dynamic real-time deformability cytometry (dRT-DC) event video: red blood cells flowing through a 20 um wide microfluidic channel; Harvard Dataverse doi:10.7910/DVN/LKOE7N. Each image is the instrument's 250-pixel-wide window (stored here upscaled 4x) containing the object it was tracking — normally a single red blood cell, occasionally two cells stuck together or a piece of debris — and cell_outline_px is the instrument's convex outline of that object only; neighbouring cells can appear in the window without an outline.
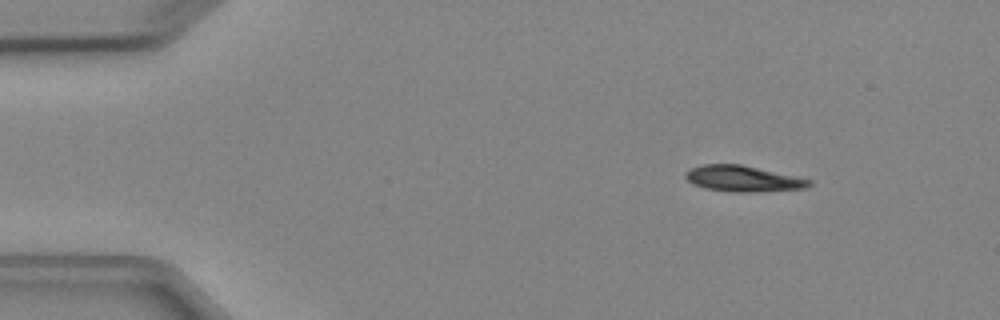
{"species": "Egyptian fruit bat (a non-hibernating species)", "species_latin": "Rousettus aegyptiacus", "temperature_condition": "cold", "stored_images_in_passage": 3, "camera_frame_rate_fps": 3000, "um_per_image_px": 0.085, "animal": {"sex": "female"}, "frame": {"image": 1, "passage_image": 1, "time_ms": 0.0, "image_size_px": [1000, 320], "cell_outline_px": [[812, 184], [808, 188], [760, 192], [732, 192], [704, 188], [692, 184], [684, 176], [692, 168], [704, 164], [740, 164], [796, 176], [812, 180]], "centroid_in_image_um": [63.2, 15.2], "position_along_channel_um": 21.8, "area_um2": 18.73}}